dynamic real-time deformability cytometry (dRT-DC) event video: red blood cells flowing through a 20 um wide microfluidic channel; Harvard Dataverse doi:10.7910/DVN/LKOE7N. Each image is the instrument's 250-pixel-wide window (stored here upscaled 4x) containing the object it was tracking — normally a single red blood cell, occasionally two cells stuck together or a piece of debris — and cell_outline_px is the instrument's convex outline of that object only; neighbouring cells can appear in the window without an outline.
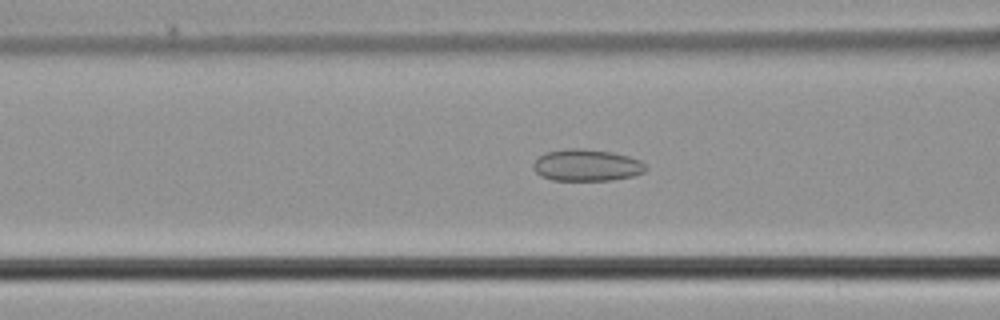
{"species": "common noctule bat (a hibernating species)", "species_latin": "Nyctalus noctula", "temperature_condition": "cold", "stored_images_in_passage": 43, "camera_frame_rate_fps": 3000, "um_per_image_px": 0.085, "animal": {"sex": "male", "body_mass_g": 21.5, "forearm_length_mm": 52.0}, "frame": {"image": 1, "passage_image": 13, "time_ms": 4.0, "image_size_px": [1000, 320], "cell_outline_px": [[648, 168], [644, 172], [632, 176], [612, 180], [552, 180], [540, 176], [532, 168], [532, 164], [544, 152], [568, 148], [580, 148], [612, 152], [628, 156], [640, 160]], "centroid_in_image_um": [49.85, 14.04], "position_along_channel_um": 116.8, "area_um2": 20.92}}
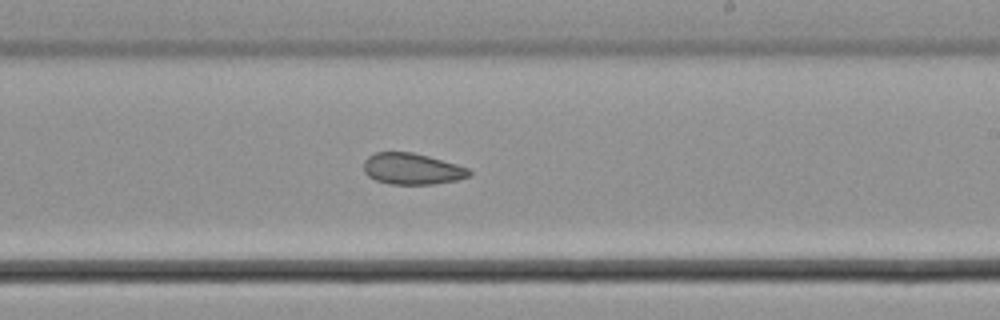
{"frame": {"image": 2, "passage_image": 23, "time_ms": 7.333, "image_size_px": [1000, 320], "cell_outline_px": [[472, 172], [468, 176], [456, 180], [432, 184], [388, 184], [376, 180], [368, 176], [364, 172], [364, 160], [368, 156], [376, 152], [412, 152], [428, 156], [456, 164], [468, 168]], "centroid_in_image_um": [34.99, 14.35], "position_along_channel_um": 254.0, "area_um2": 19.13}}
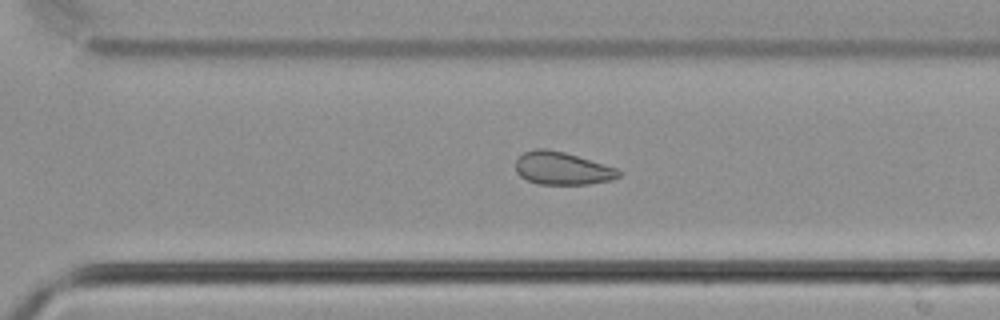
{"frame": {"image": 3, "passage_image": 28, "time_ms": 9.0, "image_size_px": [1000, 320], "cell_outline_px": [[624, 172], [620, 176], [612, 180], [588, 184], [536, 184], [520, 176], [516, 172], [516, 160], [524, 152], [536, 148], [544, 148], [564, 152], [616, 168]], "centroid_in_image_um": [47.79, 14.32], "position_along_channel_um": 322.8, "area_um2": 19.65}}